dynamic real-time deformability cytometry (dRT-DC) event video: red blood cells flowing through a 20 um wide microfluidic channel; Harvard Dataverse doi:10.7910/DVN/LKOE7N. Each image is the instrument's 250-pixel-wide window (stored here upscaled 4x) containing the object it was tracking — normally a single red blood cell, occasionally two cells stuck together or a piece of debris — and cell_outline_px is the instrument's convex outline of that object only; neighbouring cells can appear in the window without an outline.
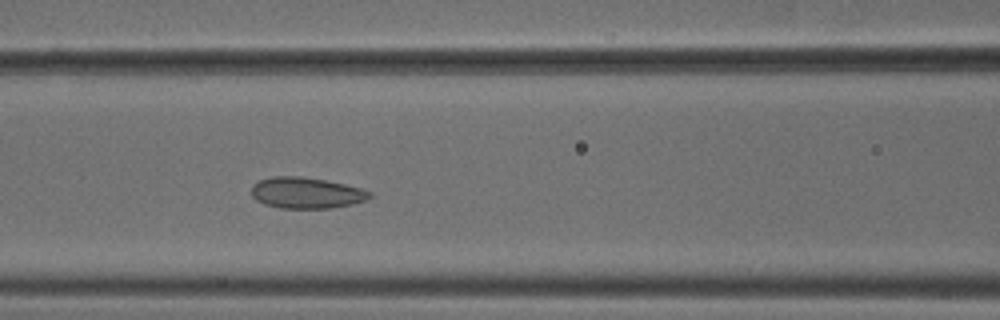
{"species": "common noctule bat (a hibernating species)", "species_latin": "Nyctalus noctula", "temperature_condition": "cold", "stored_images_in_passage": 50, "camera_frame_rate_fps": 3000, "um_per_image_px": 0.085, "animal": {"sex": "male", "body_mass_g": 18.8}, "frame": {"image": 1, "passage_image": 20, "time_ms": 6.333, "image_size_px": [1000, 320], "cell_outline_px": [[372, 196], [364, 200], [352, 204], [332, 208], [280, 208], [264, 204], [256, 200], [252, 196], [252, 184], [260, 180], [272, 176], [300, 176], [324, 180], [364, 188], [372, 192]], "centroid_in_image_um": [26.04, 16.39], "position_along_channel_um": 140.6, "area_um2": 21.5}}
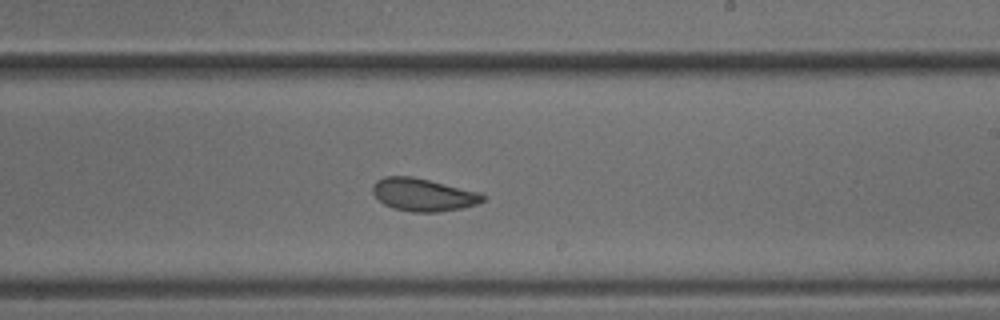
{"frame": {"image": 2, "passage_image": 29, "time_ms": 9.333, "image_size_px": [1000, 320], "cell_outline_px": [[484, 200], [476, 204], [460, 208], [436, 212], [412, 212], [392, 208], [384, 204], [372, 192], [372, 184], [376, 180], [384, 176], [412, 176], [476, 192], [484, 196]], "centroid_in_image_um": [35.88, 16.55], "position_along_channel_um": 253.1, "area_um2": 20.63}}
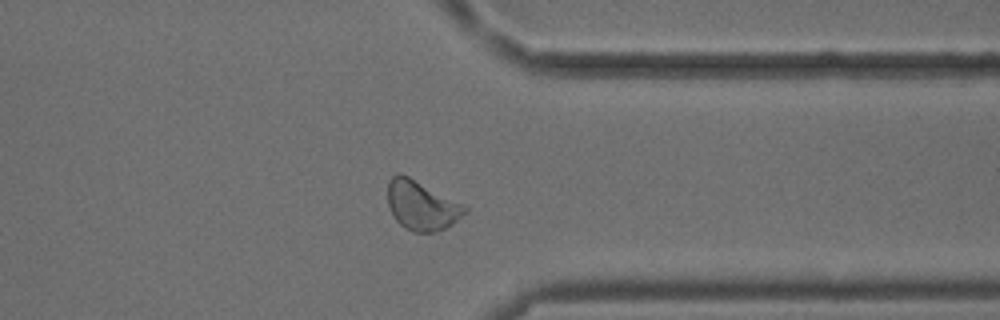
{"frame": {"image": 3, "passage_image": 39, "time_ms": 12.667, "image_size_px": [1000, 320], "cell_outline_px": [[468, 212], [452, 224], [436, 232], [412, 232], [404, 228], [396, 220], [388, 208], [388, 180], [396, 172], [400, 172], [464, 204], [468, 208]], "centroid_in_image_um": [35.83, 17.46], "position_along_channel_um": 375.6, "area_um2": 22.37}, "authors_computed_cell_mechanics": {"area_um2": 21.9929, "velocity_mm_per_s": 3.7546, "shape_relaxation_time_tau1_ms": null, "shape_relaxation_time_tau2_ms": 1.48, "deformation_change_tau1": null, "deformation_change_tau2": 0.0685}}